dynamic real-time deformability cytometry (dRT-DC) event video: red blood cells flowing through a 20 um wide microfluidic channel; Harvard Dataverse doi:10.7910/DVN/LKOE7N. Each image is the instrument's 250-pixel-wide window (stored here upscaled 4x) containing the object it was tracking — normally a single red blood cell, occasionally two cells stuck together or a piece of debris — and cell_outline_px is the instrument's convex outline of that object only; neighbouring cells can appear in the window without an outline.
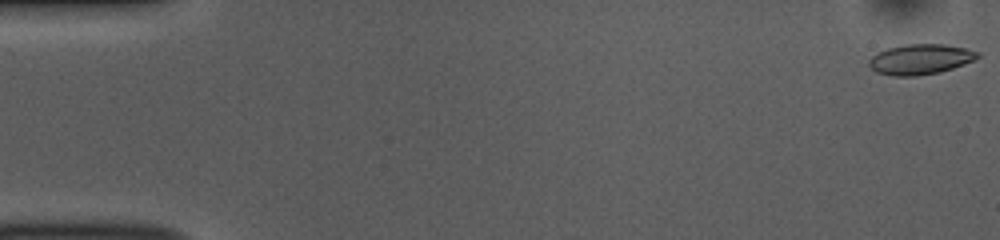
{"species": "common noctule bat (a hibernating species)", "species_latin": "Nyctalus noctula", "temperature_condition": "room temperature", "stored_images_in_passage": 53, "camera_frame_rate_fps": 3000, "um_per_image_px": 0.085, "animal": {"sex": "female", "body_mass_g": 10.0, "forearm_length_mm": 53.1}, "frame": {"image": 1, "passage_image": 1, "time_ms": 0.0, "image_size_px": [1000, 240], "cell_outline_px": [[980, 56], [964, 64], [940, 72], [916, 76], [892, 76], [876, 72], [868, 64], [868, 60], [876, 52], [888, 48], [904, 44], [944, 44], [964, 48], [980, 52]], "centroid_in_image_um": [78.19, 5.04], "position_along_channel_um": 6.8, "area_um2": 19.19}}
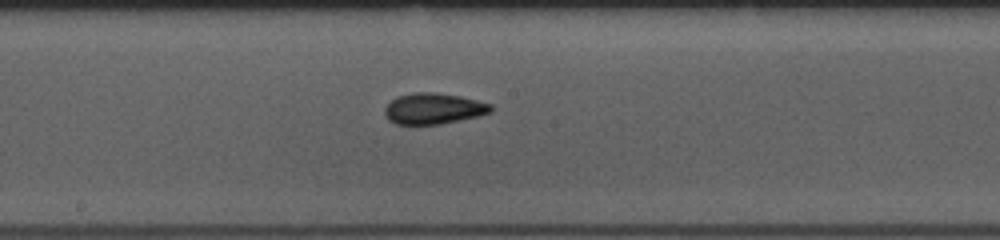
{"frame": {"image": 2, "passage_image": 28, "time_ms": 9.0, "image_size_px": [1000, 240], "cell_outline_px": [[492, 112], [480, 116], [440, 124], [396, 124], [388, 120], [384, 116], [384, 108], [396, 96], [412, 92], [436, 92], [460, 96], [492, 104]], "centroid_in_image_um": [36.84, 9.22], "position_along_channel_um": 211.4, "area_um2": 19.36}}
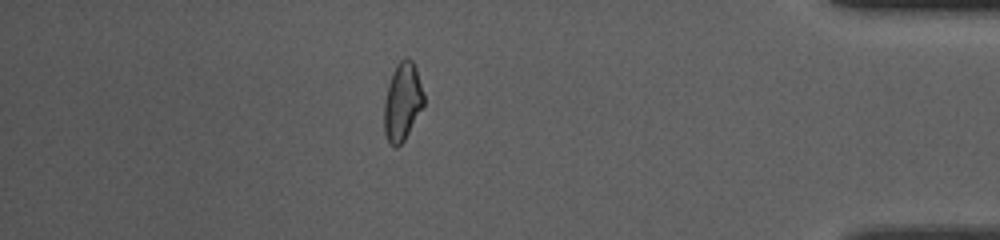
{"frame": {"image": 3, "passage_image": 46, "time_ms": 15.0, "image_size_px": [1000, 240], "cell_outline_px": [[424, 104], [404, 140], [396, 148], [388, 140], [384, 132], [384, 104], [388, 84], [392, 72], [396, 64], [404, 56], [412, 60], [416, 68], [424, 96]], "centroid_in_image_um": [34.19, 8.61], "position_along_channel_um": 401.0, "area_um2": 17.86}, "authors_computed_cell_mechanics": {"area_um2": 19.0162, "velocity_mm_per_s": 3.8139, "shape_relaxation_time_tau1_ms": 3.5453, "shape_relaxation_time_tau2_ms": 1.9337, "deformation_change_tau1": 0.1007, "deformation_change_tau2": 0.0692}}